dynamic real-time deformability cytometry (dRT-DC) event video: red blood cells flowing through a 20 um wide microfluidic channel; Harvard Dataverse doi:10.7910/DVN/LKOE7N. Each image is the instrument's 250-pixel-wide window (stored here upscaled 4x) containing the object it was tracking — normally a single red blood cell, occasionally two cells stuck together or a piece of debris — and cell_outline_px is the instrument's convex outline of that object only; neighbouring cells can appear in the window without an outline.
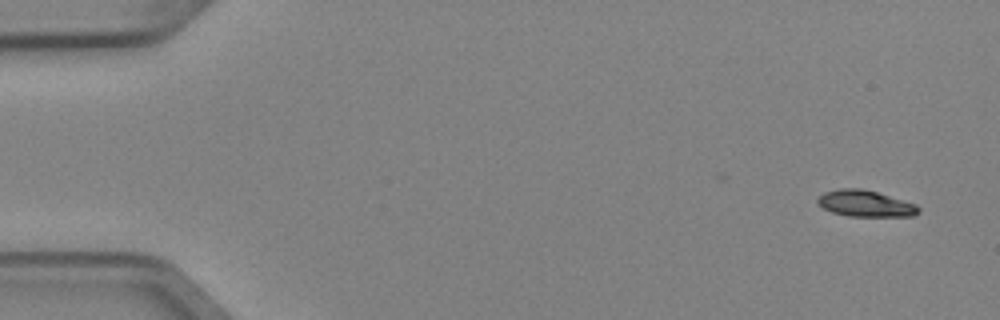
{"species": "Egyptian fruit bat (a non-hibernating species)", "species_latin": "Rousettus aegyptiacus", "temperature_condition": "cold", "stored_images_in_passage": 5, "camera_frame_rate_fps": 3000, "um_per_image_px": 0.085, "animal": {"sex": "female"}, "frame": {"image": 1, "passage_image": 1, "time_ms": 0.0, "image_size_px": [1000, 320], "cell_outline_px": [[920, 212], [912, 216], [848, 216], [832, 212], [816, 204], [816, 200], [824, 192], [840, 188], [860, 188], [876, 192], [916, 204], [920, 208]], "centroid_in_image_um": [73.54, 17.3], "position_along_channel_um": 11.5, "area_um2": 15.43}}